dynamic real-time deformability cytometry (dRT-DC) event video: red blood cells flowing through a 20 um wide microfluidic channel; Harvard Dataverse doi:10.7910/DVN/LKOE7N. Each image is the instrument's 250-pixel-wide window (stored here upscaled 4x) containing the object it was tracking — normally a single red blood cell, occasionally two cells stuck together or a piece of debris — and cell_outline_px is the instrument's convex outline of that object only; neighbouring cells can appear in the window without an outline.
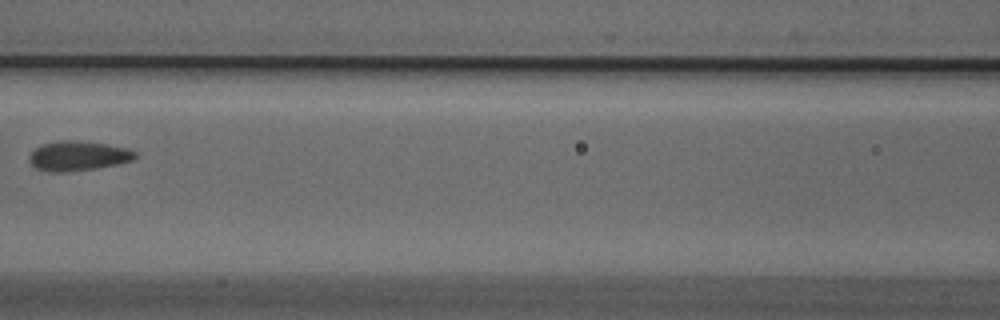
{"species": "Egyptian fruit bat (a non-hibernating species)", "species_latin": "Rousettus aegyptiacus", "temperature_condition": "cold", "stored_images_in_passage": 5, "camera_frame_rate_fps": 3000, "um_per_image_px": 0.085, "animal": {"sex": "male"}, "frame": {"image": 1, "passage_image": 4, "time_ms": 1.0, "image_size_px": [1000, 320], "cell_outline_px": [[136, 156], [132, 160], [116, 164], [96, 168], [68, 172], [48, 172], [36, 168], [28, 160], [28, 156], [36, 148], [44, 144], [60, 140], [72, 140], [108, 144], [128, 148], [136, 152]], "centroid_in_image_um": [6.62, 13.25], "position_along_channel_um": 160.0, "area_um2": 18.26}}
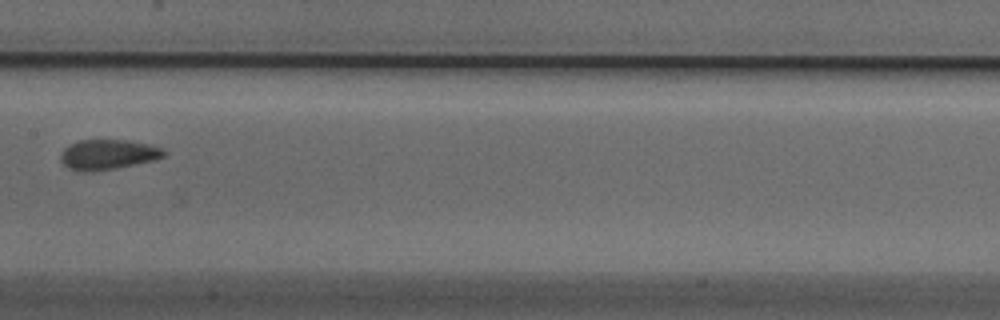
{"frame": {"image": 2, "passage_image": 5, "time_ms": 1.333, "image_size_px": [1000, 320], "cell_outline_px": [[168, 152], [164, 156], [156, 160], [92, 172], [76, 172], [68, 168], [60, 160], [60, 156], [64, 148], [68, 144], [76, 140], [124, 140], [148, 144], [160, 148]], "centroid_in_image_um": [9.12, 13.14], "position_along_channel_um": 198.3, "area_um2": 18.21}}